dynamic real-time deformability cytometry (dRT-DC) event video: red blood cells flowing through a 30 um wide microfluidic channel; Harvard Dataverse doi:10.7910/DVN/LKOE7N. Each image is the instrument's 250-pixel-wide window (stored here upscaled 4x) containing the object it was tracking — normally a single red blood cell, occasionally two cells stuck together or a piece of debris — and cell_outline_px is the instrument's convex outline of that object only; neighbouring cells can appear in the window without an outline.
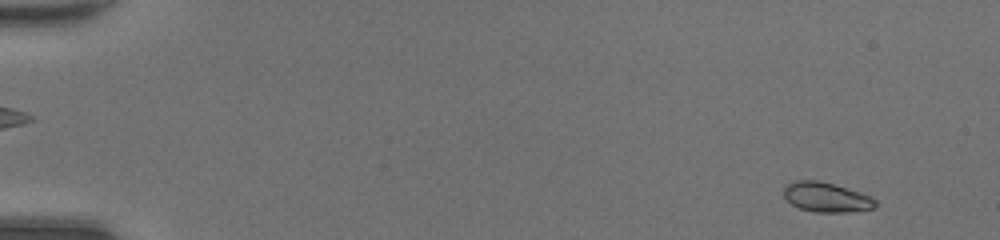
{"species": "common noctule bat (a hibernating species)", "species_latin": "Nyctalus noctula", "temperature_condition": "room temperature", "stored_images_in_passage": 48, "camera_frame_rate_fps": 3000, "um_per_image_px": 0.085, "animal": {"sex": "female", "body_mass_g": 20.0, "forearm_length_mm": 54.0}, "frame": {"image": 1, "passage_image": 4, "time_ms": 1.0, "image_size_px": [1000, 240], "cell_outline_px": [[876, 208], [848, 212], [816, 212], [800, 208], [792, 204], [784, 196], [784, 188], [788, 184], [796, 180], [820, 180], [860, 192], [872, 196], [876, 200]], "centroid_in_image_um": [70.27, 16.76], "position_along_channel_um": 14.7, "area_um2": 15.84}}
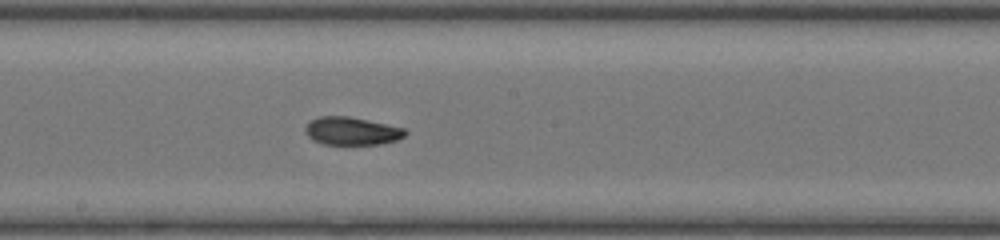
{"frame": {"image": 2, "passage_image": 28, "time_ms": 9.0, "image_size_px": [1000, 240], "cell_outline_px": [[408, 132], [404, 136], [396, 140], [380, 144], [324, 144], [312, 140], [304, 132], [304, 128], [312, 120], [320, 116], [348, 116], [368, 120], [404, 128]], "centroid_in_image_um": [29.88, 11.14], "position_along_channel_um": 218.3, "area_um2": 16.18}}
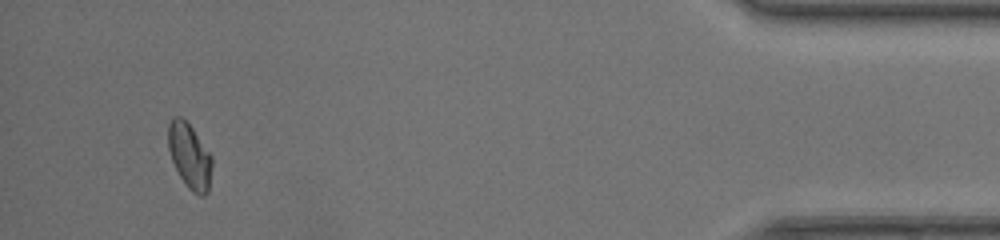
{"frame": {"image": 3, "passage_image": 46, "time_ms": 15.0, "image_size_px": [1000, 240], "cell_outline_px": [[212, 168], [208, 192], [204, 196], [200, 196], [192, 192], [188, 188], [180, 176], [172, 160], [168, 148], [168, 124], [176, 116], [180, 116], [192, 128], [212, 156]], "centroid_in_image_um": [16.13, 13.29], "position_along_channel_um": 419.1, "area_um2": 16.47}, "authors_computed_cell_mechanics": {"area_um2": 16.184, "velocity_mm_per_s": 4.4155, "shape_relaxation_time_tau1_ms": 9.2836, "shape_relaxation_time_tau2_ms": 2.812, "deformation_change_tau1": 0.2497, "deformation_change_tau2": 0.05}}